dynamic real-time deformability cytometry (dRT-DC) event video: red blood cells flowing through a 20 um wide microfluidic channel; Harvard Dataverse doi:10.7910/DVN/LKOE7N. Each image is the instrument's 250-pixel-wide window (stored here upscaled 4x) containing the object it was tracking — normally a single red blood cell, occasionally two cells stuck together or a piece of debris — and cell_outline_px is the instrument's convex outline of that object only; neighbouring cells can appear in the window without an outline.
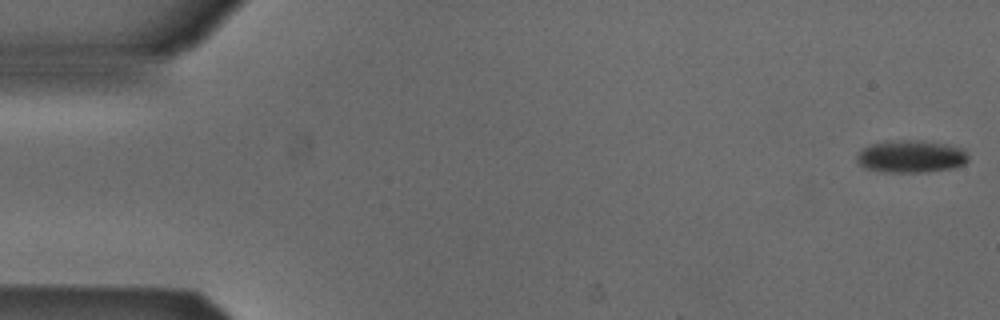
{"species": "Egyptian fruit bat (a non-hibernating species)", "species_latin": "Rousettus aegyptiacus", "temperature_condition": "cold", "stored_images_in_passage": 51, "camera_frame_rate_fps": 3000, "um_per_image_px": 0.085, "animal": {"sex": "male"}, "frame": {"image": 1, "passage_image": 1, "time_ms": 0.0, "image_size_px": [1000, 320], "cell_outline_px": [[968, 160], [964, 164], [956, 168], [924, 172], [884, 172], [864, 168], [856, 160], [856, 156], [860, 148], [872, 144], [900, 140], [920, 140], [948, 144], [964, 148], [968, 156]], "centroid_in_image_um": [77.45, 13.3], "position_along_channel_um": 7.5, "area_um2": 21.33}}
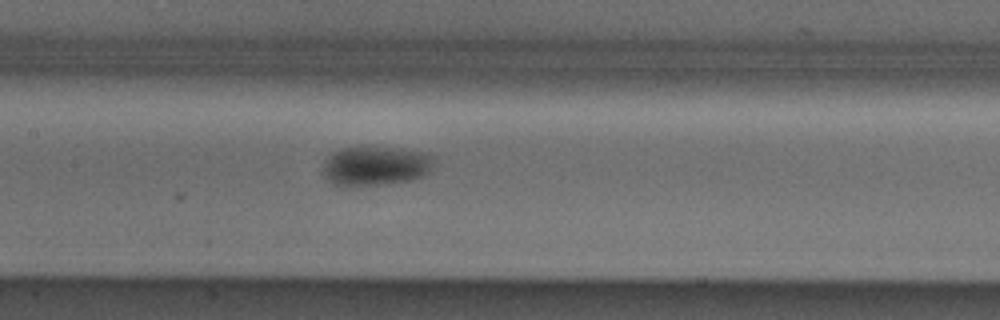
{"frame": {"image": 2, "passage_image": 25, "time_ms": 8.0, "image_size_px": [1000, 320], "cell_outline_px": [[432, 164], [428, 172], [412, 180], [384, 184], [344, 188], [332, 184], [320, 172], [328, 156], [332, 152], [340, 148], [372, 144], [400, 148], [424, 152], [432, 156]], "centroid_in_image_um": [31.82, 14.08], "position_along_channel_um": 175.6, "area_um2": 26.53}}
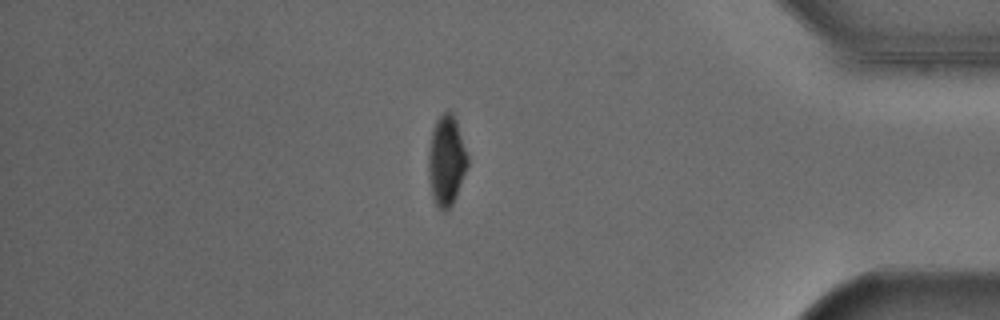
{"frame": {"image": 3, "passage_image": 45, "time_ms": 14.667, "image_size_px": [1000, 320], "cell_outline_px": [[468, 164], [456, 196], [452, 204], [444, 212], [436, 204], [432, 196], [428, 176], [428, 152], [432, 132], [436, 120], [448, 108], [452, 112], [456, 120], [468, 156]], "centroid_in_image_um": [37.93, 13.63], "position_along_channel_um": 397.3, "area_um2": 20.46}, "authors_computed_cell_mechanics": {"area_um2": 22.6576, "velocity_mm_per_s": 3.8679, "shape_relaxation_time_tau1_ms": 3.2733, "shape_relaxation_time_tau2_ms": null, "deformation_change_tau1": 0.093, "deformation_change_tau2": null}}